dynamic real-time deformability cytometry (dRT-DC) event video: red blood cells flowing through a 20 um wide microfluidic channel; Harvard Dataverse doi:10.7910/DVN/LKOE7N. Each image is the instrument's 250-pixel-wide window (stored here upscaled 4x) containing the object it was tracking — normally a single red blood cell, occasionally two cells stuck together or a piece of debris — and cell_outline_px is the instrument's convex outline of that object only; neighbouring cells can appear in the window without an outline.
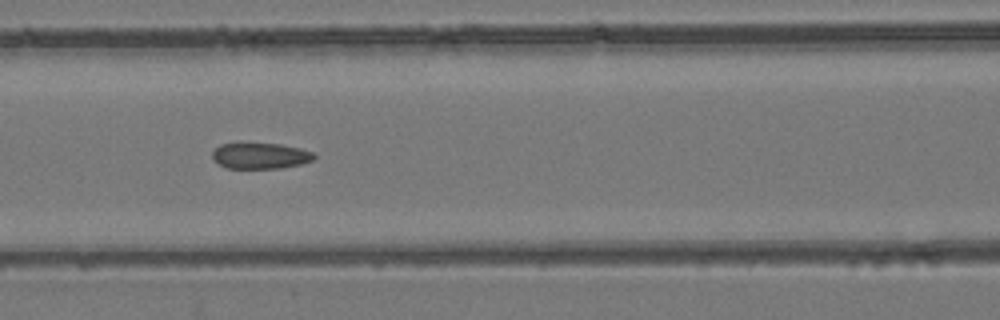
{"species": "common noctule bat (a hibernating species)", "species_latin": "Nyctalus noctula", "temperature_condition": "room temperature", "stored_images_in_passage": 7, "camera_frame_rate_fps": 3000, "um_per_image_px": 0.085, "animal": {"sex": "female", "body_mass_g": 24.6, "forearm_length_mm": 56.2}, "frame": {"image": 1, "passage_image": 5, "time_ms": 1.333, "image_size_px": [1000, 320], "cell_outline_px": [[316, 156], [312, 160], [300, 164], [280, 168], [228, 168], [212, 160], [212, 152], [220, 144], [240, 140], [280, 144], [300, 148], [312, 152]], "centroid_in_image_um": [22.06, 13.19], "position_along_channel_um": 144.5, "area_um2": 16.01}}
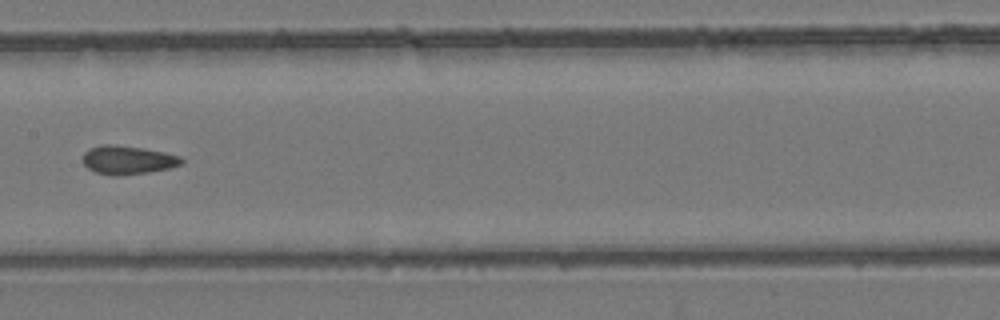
{"frame": {"image": 2, "passage_image": 6, "time_ms": 1.667, "image_size_px": [1000, 320], "cell_outline_px": [[184, 164], [172, 168], [148, 172], [116, 176], [112, 176], [96, 172], [88, 168], [80, 160], [84, 152], [88, 148], [100, 144], [112, 144], [144, 148], [164, 152], [180, 156], [184, 160]], "centroid_in_image_um": [10.85, 13.59], "position_along_channel_um": 196.6, "area_um2": 16.82}}
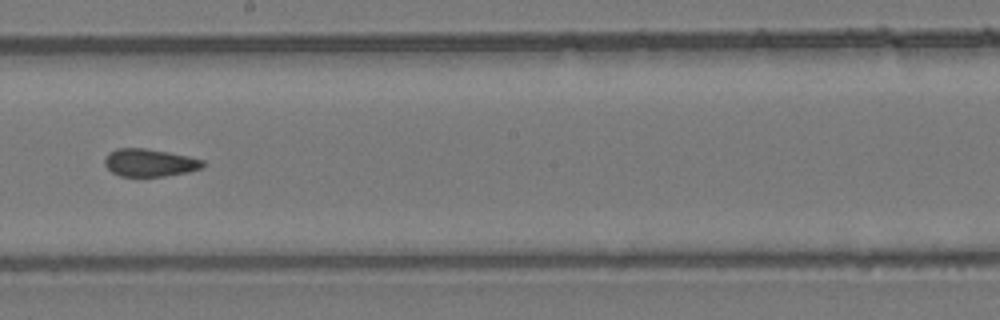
{"frame": {"image": 3, "passage_image": 7, "time_ms": 2.0, "image_size_px": [1000, 320], "cell_outline_px": [[208, 164], [200, 168], [188, 172], [164, 176], [120, 176], [112, 172], [104, 164], [104, 160], [108, 152], [116, 148], [144, 148], [168, 152], [188, 156], [204, 160]], "centroid_in_image_um": [12.72, 13.82], "position_along_channel_um": 235.5, "area_um2": 15.9}}